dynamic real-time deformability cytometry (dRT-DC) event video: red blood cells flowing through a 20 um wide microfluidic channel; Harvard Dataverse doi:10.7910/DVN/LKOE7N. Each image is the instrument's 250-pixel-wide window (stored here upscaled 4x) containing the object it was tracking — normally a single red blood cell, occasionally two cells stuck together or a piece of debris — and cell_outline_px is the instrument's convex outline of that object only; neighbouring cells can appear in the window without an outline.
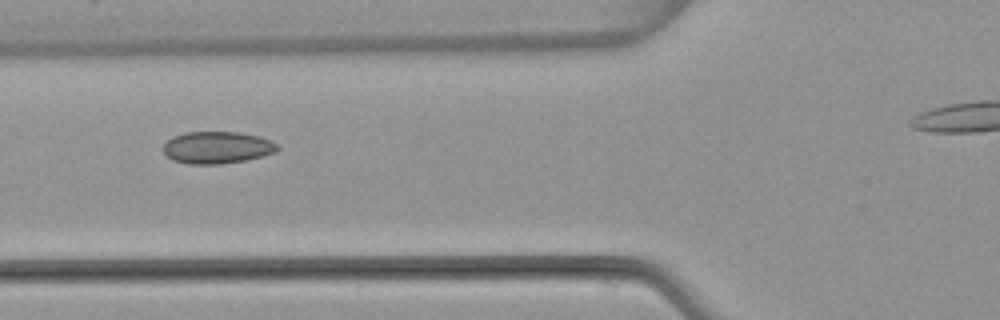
{"species": "common noctule bat (a hibernating species)", "species_latin": "Nyctalus noctula", "temperature_condition": "warm", "stored_images_in_passage": 7, "camera_frame_rate_fps": 3000, "um_per_image_px": 0.085, "animal": {"sex": "female", "body_mass_g": 22.7, "forearm_length_mm": 54.2}, "frame": {"image": 1, "passage_image": 4, "time_ms": 4.667, "image_size_px": [1000, 320], "cell_outline_px": [[280, 148], [276, 152], [248, 160], [220, 164], [188, 164], [172, 160], [164, 152], [164, 144], [172, 136], [184, 132], [240, 132], [260, 136], [272, 140]], "centroid_in_image_um": [18.48, 12.53], "position_along_channel_um": 107.3, "area_um2": 21.56}}
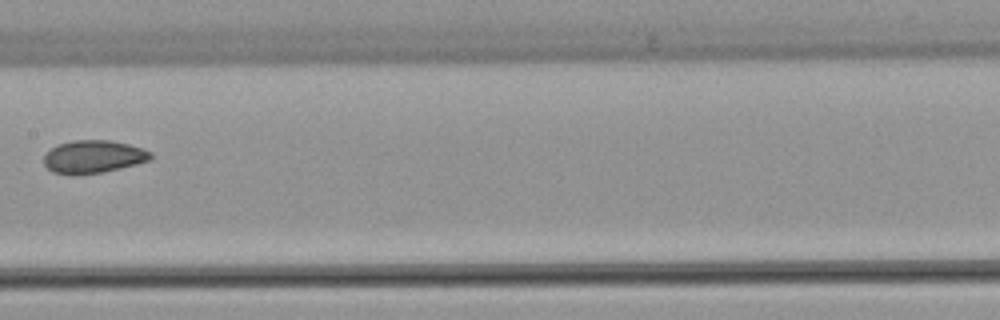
{"frame": {"image": 2, "passage_image": 6, "time_ms": 7.0, "image_size_px": [1000, 320], "cell_outline_px": [[152, 160], [104, 172], [72, 176], [52, 172], [44, 164], [44, 156], [56, 144], [72, 140], [112, 140], [144, 148], [152, 152]], "centroid_in_image_um": [7.94, 13.33], "position_along_channel_um": 199.5, "area_um2": 20.81}}
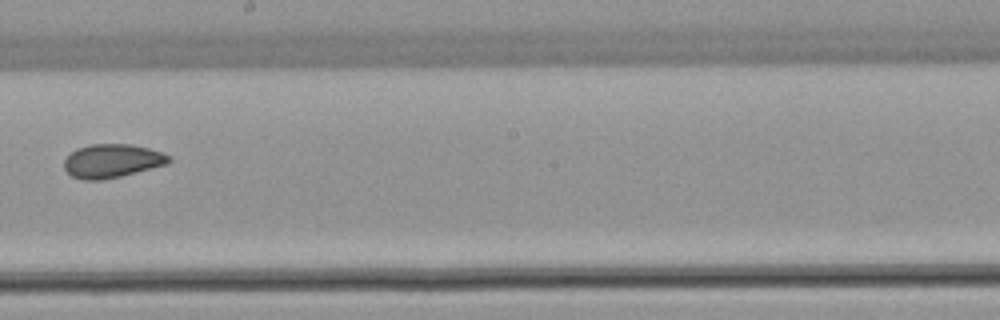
{"frame": {"image": 3, "passage_image": 7, "time_ms": 8.0, "image_size_px": [1000, 320], "cell_outline_px": [[172, 160], [168, 164], [120, 176], [100, 180], [84, 180], [72, 176], [64, 168], [64, 160], [76, 148], [88, 144], [128, 144], [148, 148], [160, 152], [168, 156]], "centroid_in_image_um": [9.5, 13.67], "position_along_channel_um": 238.7, "area_um2": 20.35}}